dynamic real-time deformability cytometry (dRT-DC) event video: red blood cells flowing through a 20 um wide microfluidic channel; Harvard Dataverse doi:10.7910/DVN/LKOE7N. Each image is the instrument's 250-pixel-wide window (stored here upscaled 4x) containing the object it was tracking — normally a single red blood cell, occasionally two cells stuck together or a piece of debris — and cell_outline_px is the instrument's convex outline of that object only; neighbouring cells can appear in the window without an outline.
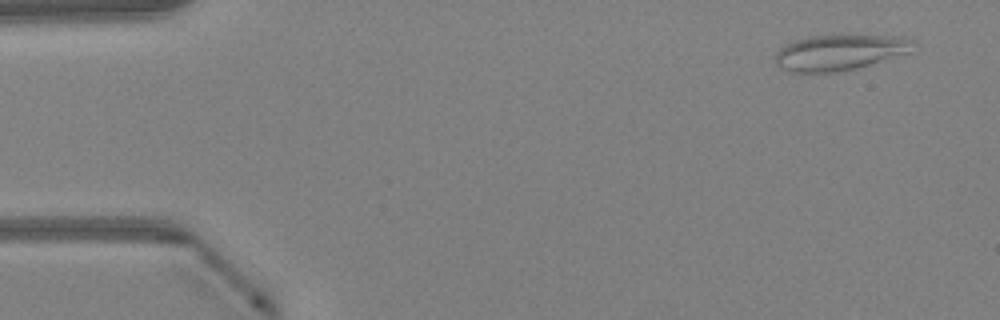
{"species": "Egyptian fruit bat (a non-hibernating species)", "species_latin": "Rousettus aegyptiacus", "temperature_condition": "warm", "stored_images_in_passage": 38, "camera_frame_rate_fps": 3000, "um_per_image_px": 0.085, "animal": {"sex": "female"}, "frame": {"image": 1, "passage_image": 3, "time_ms": 0.667, "image_size_px": [1000, 320], "cell_outline_px": [[916, 40], [912, 52], [856, 68], [832, 72], [788, 72], [780, 68], [776, 64], [776, 52], [784, 44], [808, 36], [844, 32], [900, 36]], "centroid_in_image_um": [71.42, 4.39], "position_along_channel_um": 13.6, "area_um2": 29.88}}
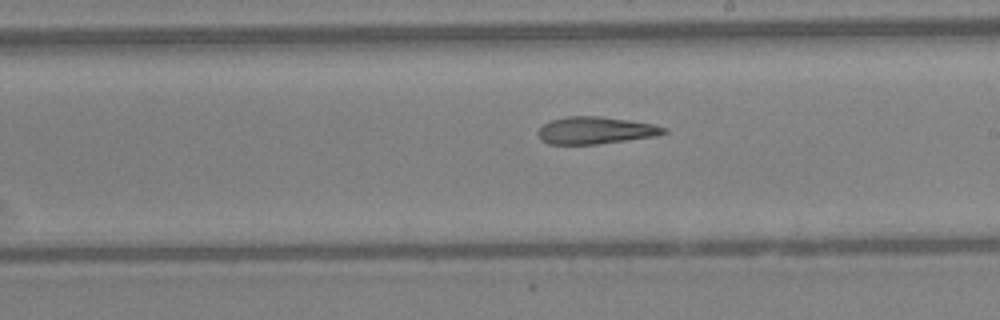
{"frame": {"image": 2, "passage_image": 27, "time_ms": 8.667, "image_size_px": [1000, 320], "cell_outline_px": [[668, 132], [656, 136], [596, 144], [548, 144], [540, 140], [536, 132], [544, 124], [552, 120], [568, 116], [600, 116], [628, 120], [652, 124], [668, 128]], "centroid_in_image_um": [50.6, 11.08], "position_along_channel_um": 238.4, "area_um2": 19.88}}
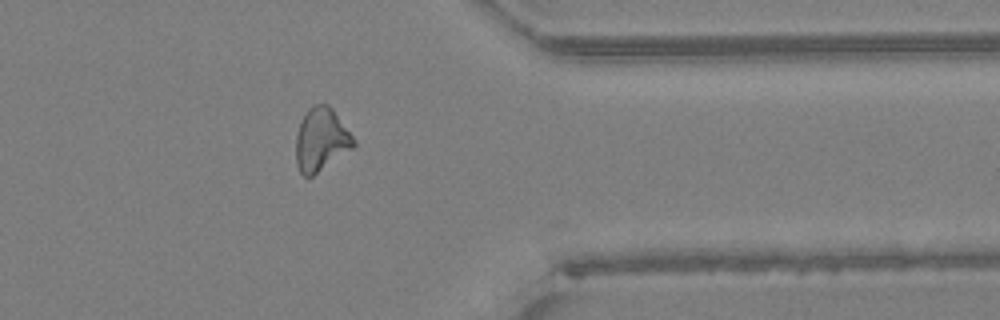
{"frame": {"image": 3, "passage_image": 38, "time_ms": 12.333, "image_size_px": [1000, 320], "cell_outline_px": [[356, 144], [352, 148], [312, 176], [304, 176], [300, 172], [296, 164], [296, 136], [304, 112], [312, 104], [328, 104], [332, 108], [356, 140]], "centroid_in_image_um": [27.28, 11.84], "position_along_channel_um": 384.1, "area_um2": 21.1}, "authors_computed_cell_mechanics": {"area_um2": 21.3282, "velocity_mm_per_s": 4.2955, "shape_relaxation_time_tau1_ms": null, "shape_relaxation_time_tau2_ms": 3.4828, "deformation_change_tau1": null, "deformation_change_tau2": 0.1381}}